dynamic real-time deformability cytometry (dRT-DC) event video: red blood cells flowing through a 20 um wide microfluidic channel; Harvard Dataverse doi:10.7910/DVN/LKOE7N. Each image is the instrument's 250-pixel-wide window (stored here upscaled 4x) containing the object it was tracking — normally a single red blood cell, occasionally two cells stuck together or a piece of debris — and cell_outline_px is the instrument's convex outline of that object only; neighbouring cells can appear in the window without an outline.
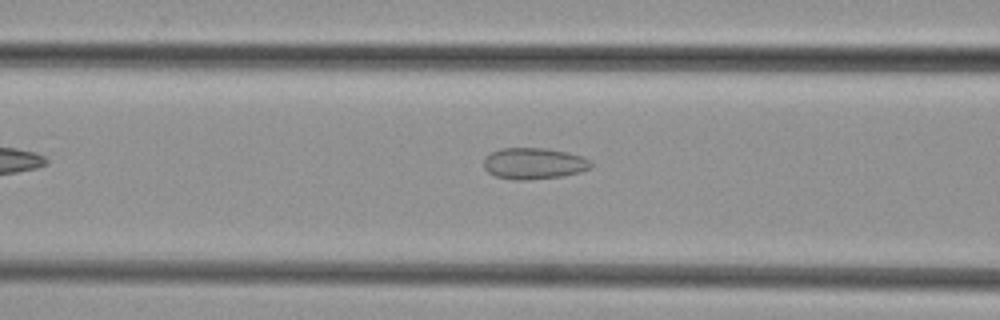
{"species": "common noctule bat (a hibernating species)", "species_latin": "Nyctalus noctula", "temperature_condition": "cold", "stored_images_in_passage": 30, "camera_frame_rate_fps": 3000, "um_per_image_px": 0.085, "animal": {"sex": "female", "body_mass_g": 29.2, "forearm_length_mm": 56.3}, "frame": {"image": 1, "passage_image": 4, "time_ms": 1.0, "image_size_px": [1000, 320], "cell_outline_px": [[592, 168], [580, 172], [560, 176], [524, 180], [512, 180], [496, 176], [488, 172], [484, 168], [484, 156], [500, 148], [544, 148], [568, 152], [580, 156], [588, 160], [592, 164]], "centroid_in_image_um": [45.35, 13.89], "position_along_channel_um": 121.3, "area_um2": 19.54}}
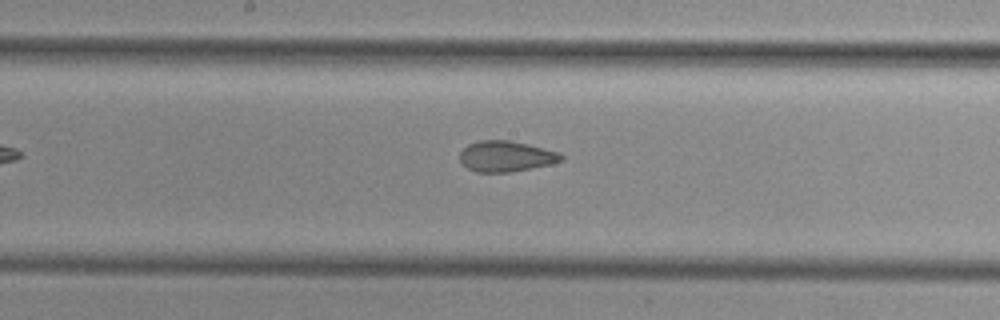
{"frame": {"image": 2, "passage_image": 10, "time_ms": 3.0, "image_size_px": [1000, 320], "cell_outline_px": [[564, 160], [552, 164], [508, 172], [476, 172], [468, 168], [460, 160], [460, 152], [468, 144], [480, 140], [508, 140], [528, 144], [560, 152], [564, 156]], "centroid_in_image_um": [43.04, 13.28], "position_along_channel_um": 205.2, "area_um2": 18.15}}
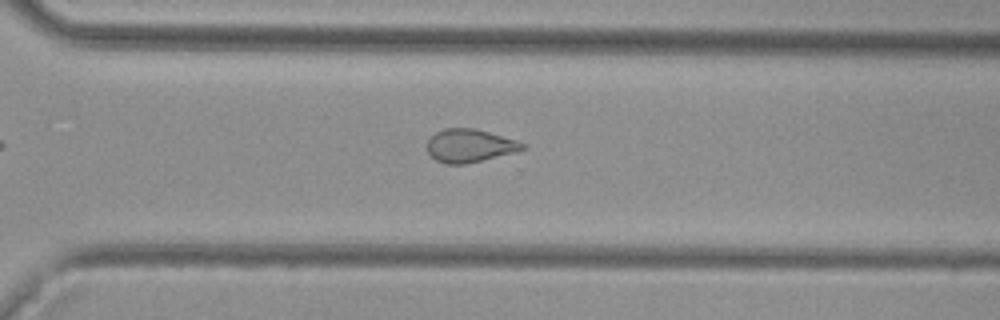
{"frame": {"image": 3, "passage_image": 19, "time_ms": 6.0, "image_size_px": [1000, 320], "cell_outline_px": [[528, 148], [516, 152], [464, 164], [448, 164], [436, 160], [428, 152], [428, 140], [436, 132], [444, 128], [476, 128], [516, 140], [528, 144]], "centroid_in_image_um": [39.97, 12.37], "position_along_channel_um": 330.6, "area_um2": 18.38}}